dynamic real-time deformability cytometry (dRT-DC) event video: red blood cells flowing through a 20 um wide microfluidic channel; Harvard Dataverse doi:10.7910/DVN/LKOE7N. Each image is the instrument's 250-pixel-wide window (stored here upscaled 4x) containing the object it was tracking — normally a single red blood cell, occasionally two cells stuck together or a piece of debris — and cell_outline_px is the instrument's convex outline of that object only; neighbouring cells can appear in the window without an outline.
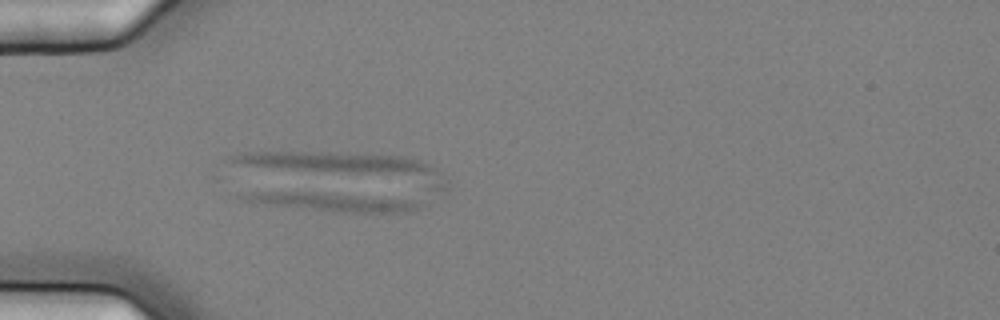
{"species": "common noctule bat (a hibernating species)", "species_latin": "Nyctalus noctula", "temperature_condition": "cold", "stored_images_in_passage": 5, "camera_frame_rate_fps": 3000, "um_per_image_px": 0.085, "animal": {"sex": "female", "body_mass_g": 25.1}, "frame": {"image": 1, "passage_image": 5, "time_ms": 1.333, "image_size_px": [1000, 320], "cell_outline_px": [[424, 204], [420, 208], [408, 212], [336, 212], [264, 204], [240, 200], [232, 196], [240, 192], [316, 192], [424, 200]], "centroid_in_image_um": [28.24, 17.15], "position_along_channel_um": 56.8, "area_um2": 19.54}}